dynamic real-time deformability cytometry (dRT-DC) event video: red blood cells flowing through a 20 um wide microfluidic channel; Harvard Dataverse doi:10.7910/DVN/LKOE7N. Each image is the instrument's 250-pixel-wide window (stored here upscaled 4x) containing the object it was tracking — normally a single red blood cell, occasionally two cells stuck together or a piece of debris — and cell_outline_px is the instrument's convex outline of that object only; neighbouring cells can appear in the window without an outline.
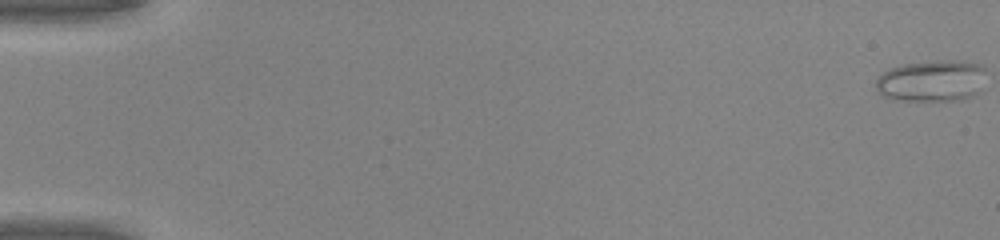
{"species": "common noctule bat (a hibernating species)", "species_latin": "Nyctalus noctula", "temperature_condition": "warm", "stored_images_in_passage": 50, "camera_frame_rate_fps": 3000, "um_per_image_px": 0.085, "animal": {"sex": "male", "body_mass_g": 20.0, "forearm_length_mm": 53.3}, "frame": {"image": 1, "passage_image": 1, "time_ms": 0.0, "image_size_px": [1000, 240], "cell_outline_px": [[984, 68], [980, 92], [964, 100], [892, 100], [884, 96], [876, 88], [876, 80], [888, 68], [904, 64], [948, 60], [960, 60], [984, 64]], "centroid_in_image_um": [79.22, 6.87], "position_along_channel_um": 5.8, "area_um2": 26.7}}
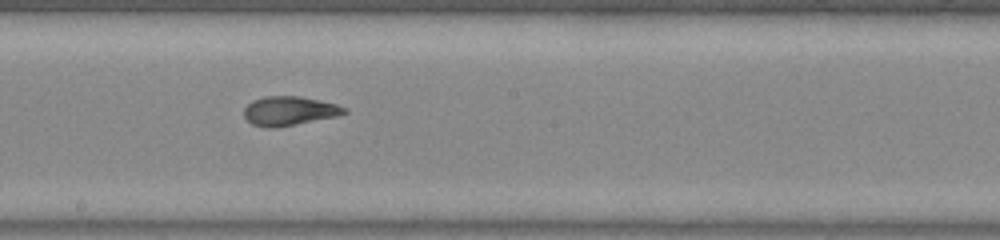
{"frame": {"image": 2, "passage_image": 29, "time_ms": 9.333, "image_size_px": [1000, 240], "cell_outline_px": [[348, 112], [336, 116], [272, 128], [268, 128], [252, 124], [244, 116], [244, 108], [252, 100], [264, 96], [300, 96], [320, 100], [336, 104], [344, 108]], "centroid_in_image_um": [24.55, 9.41], "position_along_channel_um": 223.7, "area_um2": 16.76}}
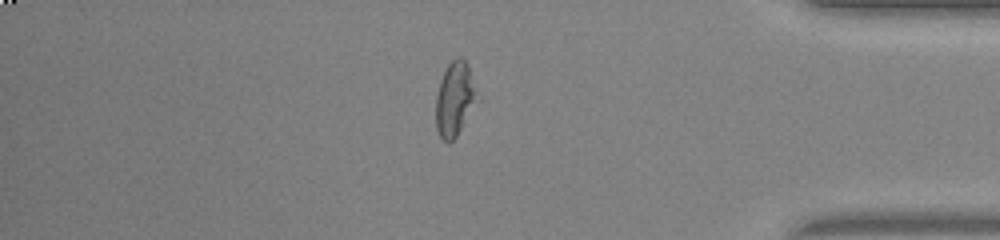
{"frame": {"image": 3, "passage_image": 43, "time_ms": 14.0, "image_size_px": [1000, 240], "cell_outline_px": [[472, 100], [460, 128], [456, 136], [448, 144], [440, 136], [436, 128], [436, 96], [440, 80], [448, 64], [456, 56], [460, 56], [468, 64], [472, 88]], "centroid_in_image_um": [38.52, 8.39], "position_along_channel_um": 396.7, "area_um2": 16.24}, "authors_computed_cell_mechanics": {"area_um2": 17.5712, "velocity_mm_per_s": 4.2589, "shape_relaxation_time_tau1_ms": null, "shape_relaxation_time_tau2_ms": 1.6074, "deformation_change_tau1": null, "deformation_change_tau2": 0.0912}}